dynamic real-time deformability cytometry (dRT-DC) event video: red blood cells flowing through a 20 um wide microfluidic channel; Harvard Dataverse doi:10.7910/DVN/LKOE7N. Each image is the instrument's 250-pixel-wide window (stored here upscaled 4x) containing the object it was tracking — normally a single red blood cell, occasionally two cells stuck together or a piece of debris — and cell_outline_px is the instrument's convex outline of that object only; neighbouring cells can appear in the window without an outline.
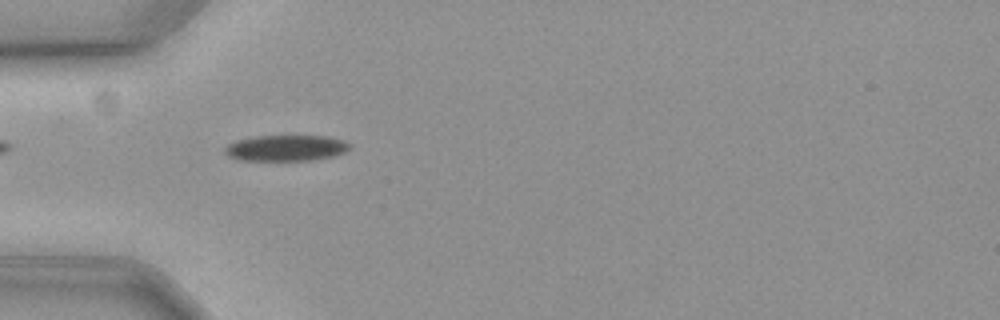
{"species": "common noctule bat (a hibernating species)", "species_latin": "Nyctalus noctula", "temperature_condition": "cold", "stored_images_in_passage": 44, "camera_frame_rate_fps": 3000, "um_per_image_px": 0.085, "animal": {"sex": "female", "body_mass_g": 19.3, "forearm_length_mm": 54.1}, "frame": {"image": 1, "passage_image": 4, "time_ms": 1.0, "image_size_px": [1000, 320], "cell_outline_px": [[352, 148], [344, 152], [332, 156], [312, 160], [236, 160], [228, 156], [224, 152], [224, 148], [228, 144], [236, 140], [256, 136], [324, 136], [344, 140], [352, 144]], "centroid_in_image_um": [24.3, 12.58], "position_along_channel_um": 60.7, "area_um2": 18.96}}
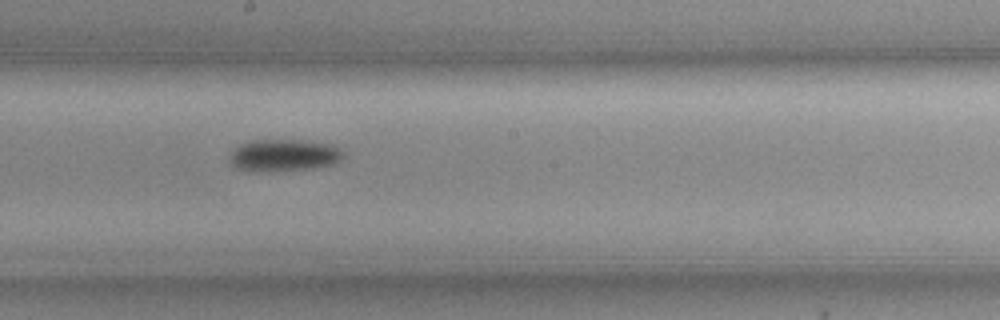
{"frame": {"image": 2, "passage_image": 18, "time_ms": 5.667, "image_size_px": [1000, 320], "cell_outline_px": [[344, 156], [340, 160], [332, 164], [312, 168], [252, 172], [232, 168], [228, 164], [228, 160], [232, 152], [240, 144], [252, 140], [304, 140], [328, 144], [344, 152]], "centroid_in_image_um": [24.04, 13.21], "position_along_channel_um": 224.2, "area_um2": 21.27}}
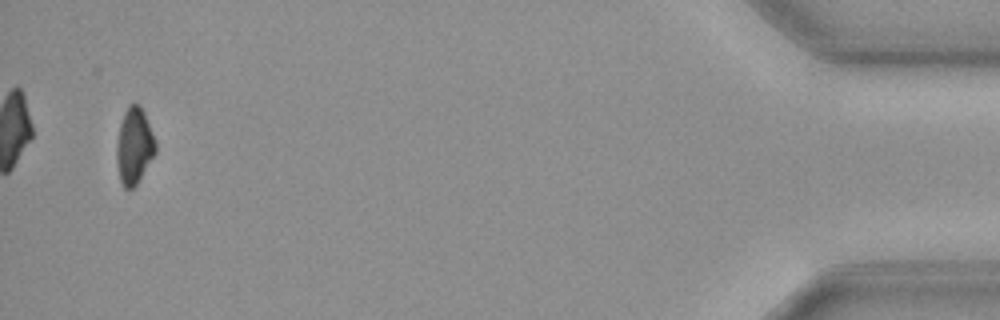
{"frame": {"image": 3, "passage_image": 42, "time_ms": 13.667, "image_size_px": [1000, 320], "cell_outline_px": [[156, 152], [136, 184], [132, 188], [124, 188], [120, 180], [116, 160], [116, 144], [120, 124], [124, 112], [128, 104], [140, 104], [144, 112], [156, 144]], "centroid_in_image_um": [11.39, 12.38], "position_along_channel_um": 423.8, "area_um2": 17.11}, "authors_computed_cell_mechanics": {"area_um2": 19.7965, "velocity_mm_per_s": 3.5799, "shape_relaxation_time_tau1_ms": 4.2167, "shape_relaxation_time_tau2_ms": null, "deformation_change_tau1": 0.1099, "deformation_change_tau2": null}}